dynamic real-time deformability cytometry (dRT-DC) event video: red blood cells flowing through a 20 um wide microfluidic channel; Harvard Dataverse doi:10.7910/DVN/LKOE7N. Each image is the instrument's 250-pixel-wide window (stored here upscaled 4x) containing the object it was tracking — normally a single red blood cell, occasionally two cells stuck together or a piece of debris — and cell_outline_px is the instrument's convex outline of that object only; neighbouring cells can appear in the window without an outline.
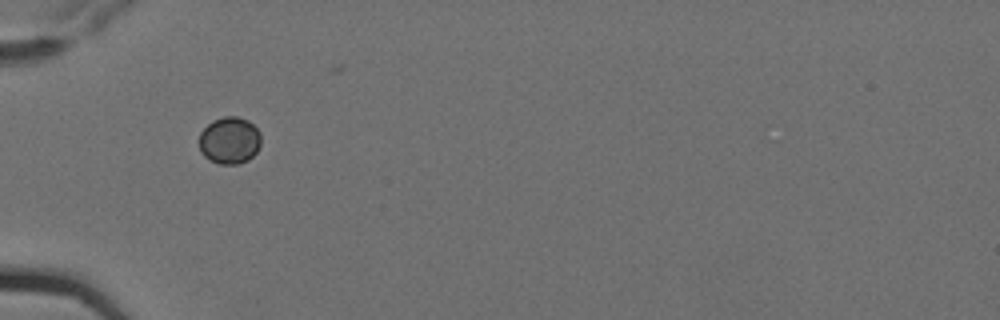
{"species": "Egyptian fruit bat (a non-hibernating species)", "species_latin": "Rousettus aegyptiacus", "temperature_condition": "cold", "stored_images_in_passage": 6, "camera_frame_rate_fps": 3000, "um_per_image_px": 0.085, "animal": {"sex": "female"}, "frame": {"image": 1, "passage_image": 1, "time_ms": 0.0, "image_size_px": [1000, 320], "cell_outline_px": [[260, 144], [256, 152], [248, 160], [240, 164], [220, 164], [204, 156], [200, 152], [200, 132], [212, 120], [224, 116], [236, 116], [248, 120], [260, 132]], "centroid_in_image_um": [19.51, 11.93], "position_along_channel_um": 65.5, "area_um2": 16.94}}
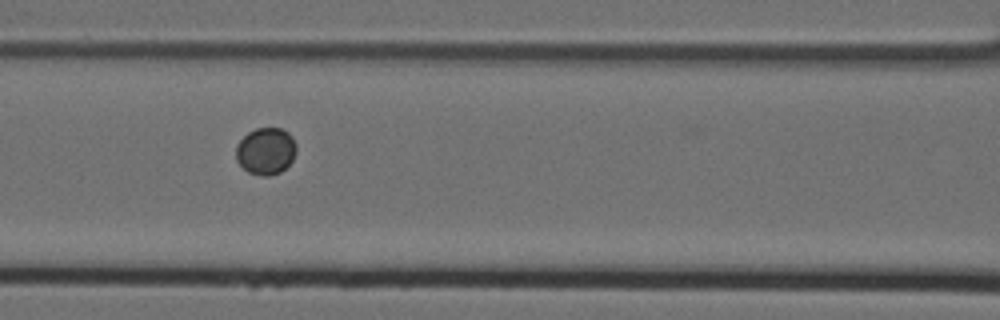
{"frame": {"image": 2, "passage_image": 3, "time_ms": 0.667, "image_size_px": [1000, 320], "cell_outline_px": [[296, 152], [292, 160], [280, 172], [268, 176], [260, 176], [248, 172], [236, 160], [236, 144], [248, 132], [256, 128], [280, 128], [288, 132], [292, 136], [296, 144]], "centroid_in_image_um": [22.59, 12.83], "position_along_channel_um": 144.0, "area_um2": 16.53}}
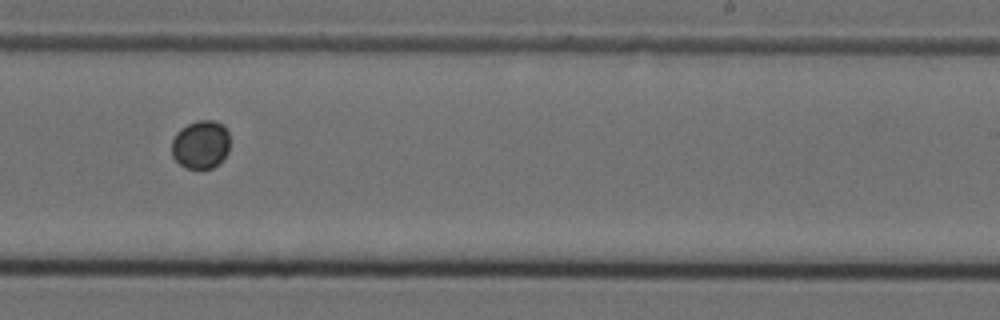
{"frame": {"image": 3, "passage_image": 6, "time_ms": 1.667, "image_size_px": [1000, 320], "cell_outline_px": [[228, 152], [212, 168], [188, 168], [180, 164], [172, 156], [172, 140], [176, 132], [180, 128], [196, 120], [212, 120], [220, 124], [228, 132]], "centroid_in_image_um": [17.02, 12.27], "position_along_channel_um": 272.0, "area_um2": 16.13}}